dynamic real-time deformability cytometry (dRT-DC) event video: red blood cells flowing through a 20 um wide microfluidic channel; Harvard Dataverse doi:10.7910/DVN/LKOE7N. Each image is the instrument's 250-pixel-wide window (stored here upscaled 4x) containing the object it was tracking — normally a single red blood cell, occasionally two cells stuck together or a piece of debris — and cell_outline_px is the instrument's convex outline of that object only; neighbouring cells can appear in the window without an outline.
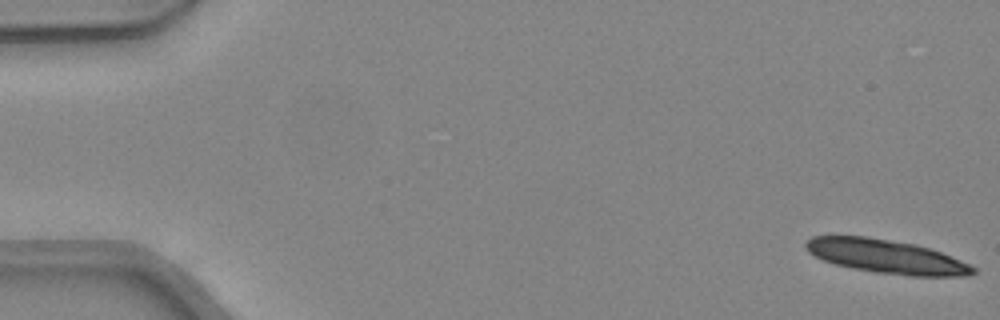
{"species": "common noctule bat (a hibernating species)", "species_latin": "Nyctalus noctula", "temperature_condition": "warm", "stored_images_in_passage": 14, "camera_frame_rate_fps": 3000, "um_per_image_px": 0.085, "animal": {"sex": "female", "body_mass_g": 24.6, "forearm_length_mm": 56.2}, "frame": {"image": 1, "passage_image": 1, "time_ms": 0.0, "image_size_px": [1000, 320], "cell_outline_px": [[976, 272], [968, 276], [912, 276], [876, 272], [852, 268], [836, 264], [824, 260], [808, 252], [804, 248], [804, 244], [812, 236], [864, 236], [916, 244], [940, 252], [960, 260], [976, 268]], "centroid_in_image_um": [75.33, 21.8], "position_along_channel_um": 9.7, "area_um2": 32.66}}